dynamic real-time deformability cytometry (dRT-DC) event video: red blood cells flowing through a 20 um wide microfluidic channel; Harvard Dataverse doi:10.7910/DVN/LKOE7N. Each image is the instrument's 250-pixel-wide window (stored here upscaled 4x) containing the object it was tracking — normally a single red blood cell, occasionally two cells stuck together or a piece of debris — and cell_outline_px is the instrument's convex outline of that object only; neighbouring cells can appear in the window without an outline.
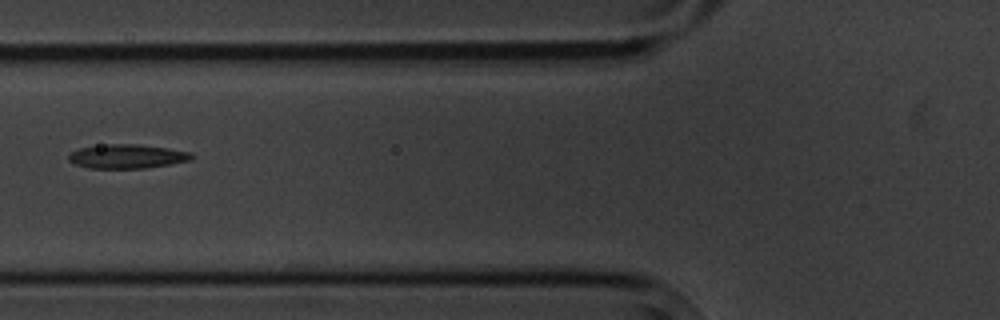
{"species": "common noctule bat (a hibernating species)", "species_latin": "Nyctalus noctula", "temperature_condition": "cold", "stored_images_in_passage": 9, "camera_frame_rate_fps": 3000, "um_per_image_px": 0.085, "animal": {"sex": "male", "body_mass_g": 20.1, "forearm_length_mm": 53.5}, "frame": {"image": 1, "passage_image": 6, "time_ms": 6.0, "image_size_px": [1000, 320], "cell_outline_px": [[196, 156], [192, 160], [144, 168], [88, 168], [76, 164], [68, 160], [68, 156], [72, 152], [80, 148], [108, 144], [136, 144], [168, 148], [192, 152]], "centroid_in_image_um": [10.85, 13.29], "position_along_channel_um": 115.0, "area_um2": 17.17}}
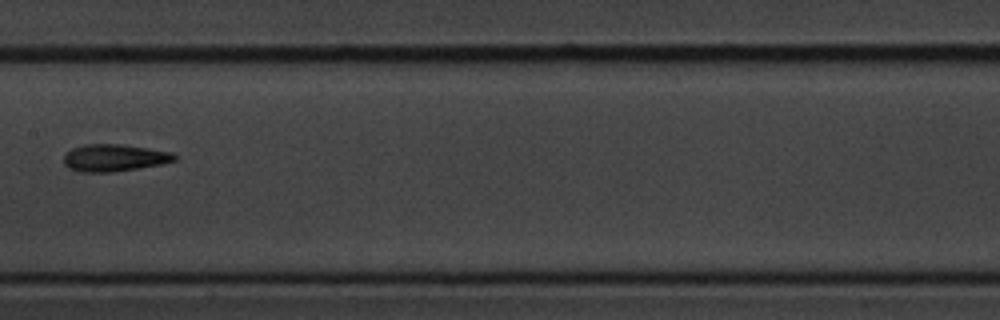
{"frame": {"image": 2, "passage_image": 8, "time_ms": 8.333, "image_size_px": [1000, 320], "cell_outline_px": [[176, 160], [160, 164], [112, 172], [80, 172], [68, 168], [64, 164], [64, 156], [72, 148], [84, 144], [120, 144], [148, 148], [172, 152], [176, 156]], "centroid_in_image_um": [9.68, 13.41], "position_along_channel_um": 197.7, "area_um2": 17.4}}
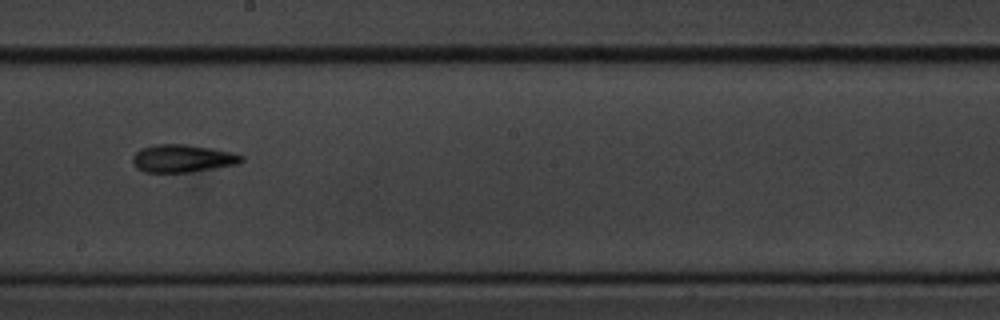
{"frame": {"image": 3, "passage_image": 9, "time_ms": 9.333, "image_size_px": [1000, 320], "cell_outline_px": [[244, 160], [240, 164], [188, 172], [144, 172], [132, 160], [132, 156], [140, 148], [156, 144], [184, 144], [212, 148], [232, 152], [244, 156]], "centroid_in_image_um": [15.56, 13.45], "position_along_channel_um": 232.6, "area_um2": 17.51}}